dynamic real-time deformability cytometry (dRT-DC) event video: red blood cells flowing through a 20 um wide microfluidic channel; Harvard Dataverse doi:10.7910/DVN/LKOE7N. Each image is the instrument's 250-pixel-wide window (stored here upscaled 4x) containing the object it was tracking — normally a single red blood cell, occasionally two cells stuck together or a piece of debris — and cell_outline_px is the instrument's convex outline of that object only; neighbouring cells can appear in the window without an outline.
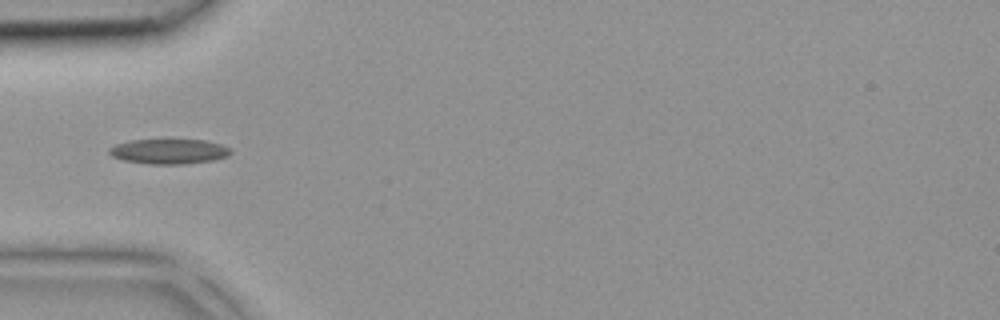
{"species": "common noctule bat (a hibernating species)", "species_latin": "Nyctalus noctula", "temperature_condition": "room temperature", "stored_images_in_passage": 14, "camera_frame_rate_fps": 3000, "um_per_image_px": 0.085, "animal": {"sex": "female", "body_mass_g": 18.4}, "frame": {"image": 1, "passage_image": 5, "time_ms": 1.333, "image_size_px": [1000, 320], "cell_outline_px": [[232, 152], [228, 156], [212, 160], [184, 164], [148, 164], [124, 160], [112, 156], [108, 152], [108, 148], [116, 144], [132, 140], [204, 140], [220, 144], [232, 148]], "centroid_in_image_um": [14.37, 12.87], "position_along_channel_um": 70.6, "area_um2": 17.63}}
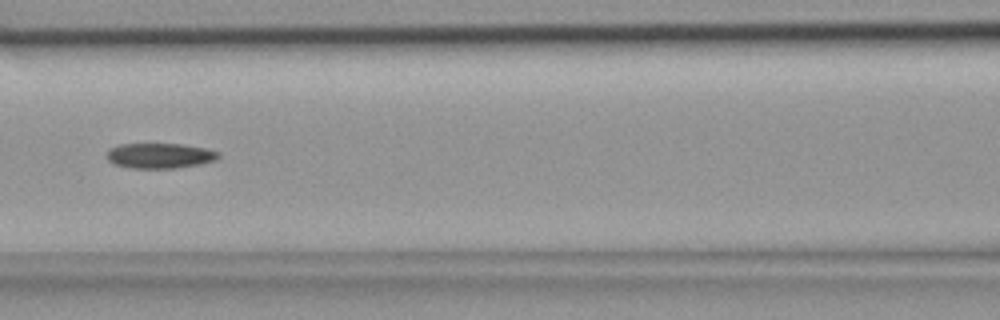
{"frame": {"image": 2, "passage_image": 10, "time_ms": 3.0, "image_size_px": [1000, 320], "cell_outline_px": [[220, 156], [216, 160], [200, 164], [176, 168], [132, 168], [112, 164], [108, 160], [108, 148], [120, 144], [184, 144], [208, 148], [220, 152]], "centroid_in_image_um": [13.61, 13.23], "position_along_channel_um": 153.0, "area_um2": 16.59}}
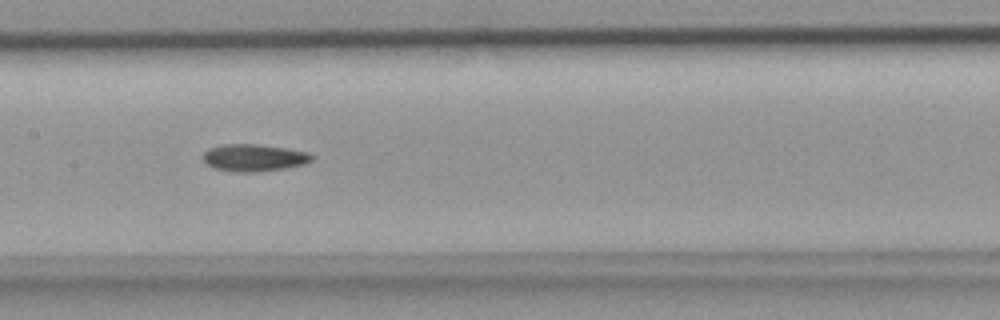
{"frame": {"image": 3, "passage_image": 12, "time_ms": 3.667, "image_size_px": [1000, 320], "cell_outline_px": [[312, 160], [304, 164], [284, 168], [256, 172], [236, 172], [212, 168], [204, 164], [204, 152], [208, 148], [224, 144], [256, 144], [284, 148], [308, 152], [312, 156]], "centroid_in_image_um": [21.53, 13.41], "position_along_channel_um": 185.9, "area_um2": 17.17}}